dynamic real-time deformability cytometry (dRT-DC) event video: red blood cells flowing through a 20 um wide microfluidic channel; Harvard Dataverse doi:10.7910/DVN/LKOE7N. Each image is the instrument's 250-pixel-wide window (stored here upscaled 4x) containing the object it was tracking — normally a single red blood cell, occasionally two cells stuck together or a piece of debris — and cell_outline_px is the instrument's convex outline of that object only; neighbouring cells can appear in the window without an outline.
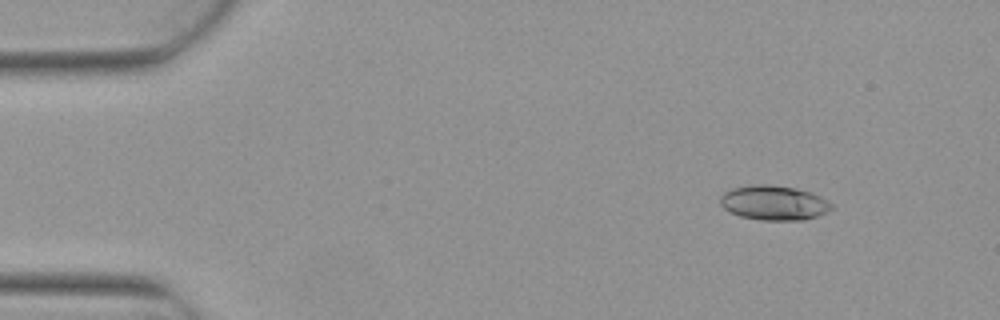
{"species": "Egyptian fruit bat (a non-hibernating species)", "species_latin": "Rousettus aegyptiacus", "temperature_condition": "warm", "stored_images_in_passage": 5, "camera_frame_rate_fps": 3000, "um_per_image_px": 0.085, "animal": {"sex": "female"}, "frame": {"image": 1, "passage_image": 2, "time_ms": 0.333, "image_size_px": [1000, 320], "cell_outline_px": [[832, 208], [828, 212], [820, 216], [804, 220], [760, 220], [740, 216], [724, 208], [720, 204], [720, 196], [724, 192], [732, 188], [752, 184], [768, 184], [796, 188], [812, 192], [828, 200], [832, 204]], "centroid_in_image_um": [65.81, 17.23], "position_along_channel_um": 19.2, "area_um2": 22.72}}
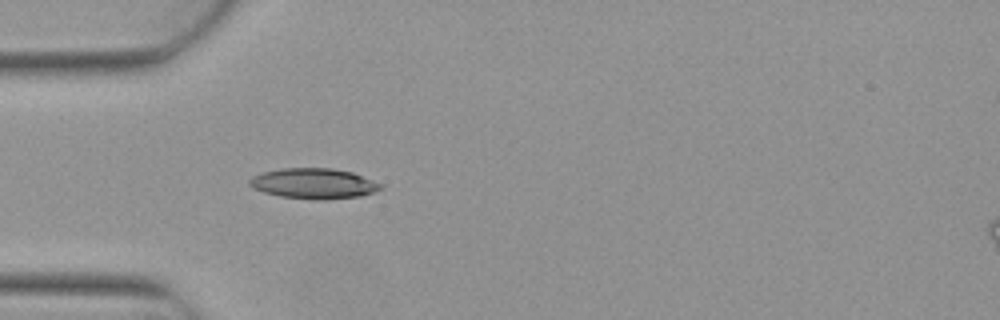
{"frame": {"image": 2, "passage_image": 5, "time_ms": 1.333, "image_size_px": [1000, 320], "cell_outline_px": [[384, 188], [360, 196], [324, 200], [320, 200], [280, 196], [264, 192], [252, 188], [248, 184], [248, 180], [252, 176], [264, 172], [280, 168], [332, 168], [352, 172], [384, 184]], "centroid_in_image_um": [26.67, 15.59], "position_along_channel_um": 58.3, "area_um2": 23.35}}